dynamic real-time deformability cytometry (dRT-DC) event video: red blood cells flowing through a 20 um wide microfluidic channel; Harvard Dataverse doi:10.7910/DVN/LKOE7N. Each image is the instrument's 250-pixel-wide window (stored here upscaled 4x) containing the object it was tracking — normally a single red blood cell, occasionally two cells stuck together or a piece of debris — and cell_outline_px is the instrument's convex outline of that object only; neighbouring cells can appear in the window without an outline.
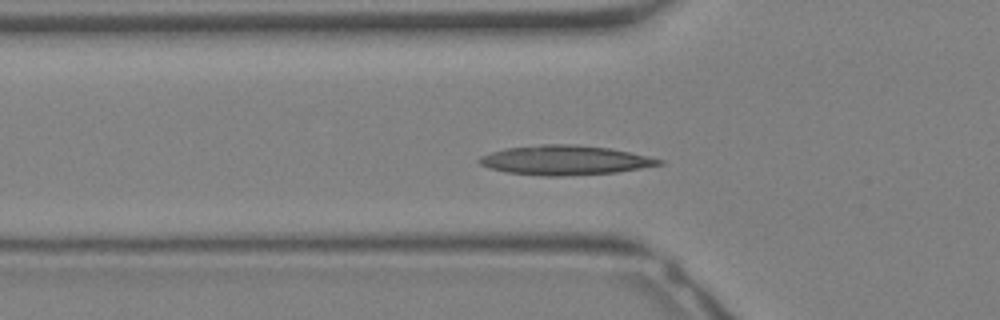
{"species": "Egyptian fruit bat (a non-hibernating species)", "species_latin": "Rousettus aegyptiacus", "temperature_condition": "warm", "stored_images_in_passage": 10, "camera_frame_rate_fps": 3000, "um_per_image_px": 0.085, "animal": {"sex": "female"}, "frame": {"image": 1, "passage_image": 9, "time_ms": 2.667, "image_size_px": [1000, 320], "cell_outline_px": [[664, 164], [616, 172], [560, 176], [544, 176], [508, 172], [488, 168], [480, 164], [476, 160], [480, 156], [492, 152], [508, 148], [540, 144], [576, 144], [608, 148], [628, 152], [664, 160]], "centroid_in_image_um": [47.99, 13.61], "position_along_channel_um": 77.8, "area_um2": 30.63}}